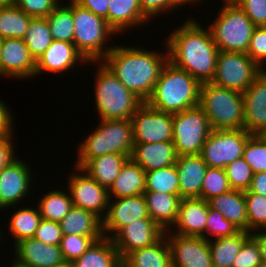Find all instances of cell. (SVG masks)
<instances>
[{
  "label": "cell",
  "instance_id": "obj_1",
  "mask_svg": "<svg viewBox=\"0 0 266 267\" xmlns=\"http://www.w3.org/2000/svg\"><path fill=\"white\" fill-rule=\"evenodd\" d=\"M167 37L168 61L201 84L213 80L219 50L208 27L190 17Z\"/></svg>",
  "mask_w": 266,
  "mask_h": 267
},
{
  "label": "cell",
  "instance_id": "obj_2",
  "mask_svg": "<svg viewBox=\"0 0 266 267\" xmlns=\"http://www.w3.org/2000/svg\"><path fill=\"white\" fill-rule=\"evenodd\" d=\"M166 51H150L140 45H113L102 62L129 91L146 102L151 97L160 72L168 61V50Z\"/></svg>",
  "mask_w": 266,
  "mask_h": 267
},
{
  "label": "cell",
  "instance_id": "obj_3",
  "mask_svg": "<svg viewBox=\"0 0 266 267\" xmlns=\"http://www.w3.org/2000/svg\"><path fill=\"white\" fill-rule=\"evenodd\" d=\"M200 87L197 79L167 61L146 103L162 112H182L199 105Z\"/></svg>",
  "mask_w": 266,
  "mask_h": 267
},
{
  "label": "cell",
  "instance_id": "obj_4",
  "mask_svg": "<svg viewBox=\"0 0 266 267\" xmlns=\"http://www.w3.org/2000/svg\"><path fill=\"white\" fill-rule=\"evenodd\" d=\"M95 127L79 144L73 166L82 168L90 159L111 153L130 159L135 144L131 119H100Z\"/></svg>",
  "mask_w": 266,
  "mask_h": 267
},
{
  "label": "cell",
  "instance_id": "obj_5",
  "mask_svg": "<svg viewBox=\"0 0 266 267\" xmlns=\"http://www.w3.org/2000/svg\"><path fill=\"white\" fill-rule=\"evenodd\" d=\"M95 71V109L99 119H131L138 108L144 103L133 92L129 91L102 62Z\"/></svg>",
  "mask_w": 266,
  "mask_h": 267
},
{
  "label": "cell",
  "instance_id": "obj_6",
  "mask_svg": "<svg viewBox=\"0 0 266 267\" xmlns=\"http://www.w3.org/2000/svg\"><path fill=\"white\" fill-rule=\"evenodd\" d=\"M199 106L206 113L212 130L244 129L243 93L202 83Z\"/></svg>",
  "mask_w": 266,
  "mask_h": 267
},
{
  "label": "cell",
  "instance_id": "obj_7",
  "mask_svg": "<svg viewBox=\"0 0 266 267\" xmlns=\"http://www.w3.org/2000/svg\"><path fill=\"white\" fill-rule=\"evenodd\" d=\"M73 19L74 44L77 51L87 62L102 61L113 48L106 42L109 40L110 43V37L113 39L117 33L104 18L82 8L74 1Z\"/></svg>",
  "mask_w": 266,
  "mask_h": 267
},
{
  "label": "cell",
  "instance_id": "obj_8",
  "mask_svg": "<svg viewBox=\"0 0 266 267\" xmlns=\"http://www.w3.org/2000/svg\"><path fill=\"white\" fill-rule=\"evenodd\" d=\"M208 27L219 51L247 53L256 26L234 1H223Z\"/></svg>",
  "mask_w": 266,
  "mask_h": 267
},
{
  "label": "cell",
  "instance_id": "obj_9",
  "mask_svg": "<svg viewBox=\"0 0 266 267\" xmlns=\"http://www.w3.org/2000/svg\"><path fill=\"white\" fill-rule=\"evenodd\" d=\"M211 132L209 119L199 105L173 114L172 141L178 156L200 154Z\"/></svg>",
  "mask_w": 266,
  "mask_h": 267
},
{
  "label": "cell",
  "instance_id": "obj_10",
  "mask_svg": "<svg viewBox=\"0 0 266 267\" xmlns=\"http://www.w3.org/2000/svg\"><path fill=\"white\" fill-rule=\"evenodd\" d=\"M261 68L246 54L219 51L213 84L244 93L253 83Z\"/></svg>",
  "mask_w": 266,
  "mask_h": 267
},
{
  "label": "cell",
  "instance_id": "obj_11",
  "mask_svg": "<svg viewBox=\"0 0 266 267\" xmlns=\"http://www.w3.org/2000/svg\"><path fill=\"white\" fill-rule=\"evenodd\" d=\"M250 136L244 129L212 130L200 155L208 167L224 169L234 160L243 157L244 146Z\"/></svg>",
  "mask_w": 266,
  "mask_h": 267
},
{
  "label": "cell",
  "instance_id": "obj_12",
  "mask_svg": "<svg viewBox=\"0 0 266 267\" xmlns=\"http://www.w3.org/2000/svg\"><path fill=\"white\" fill-rule=\"evenodd\" d=\"M74 167L76 171L70 174V177H66L72 204L92 211L103 219L107 214L110 200L108 189L96 182L82 168Z\"/></svg>",
  "mask_w": 266,
  "mask_h": 267
},
{
  "label": "cell",
  "instance_id": "obj_13",
  "mask_svg": "<svg viewBox=\"0 0 266 267\" xmlns=\"http://www.w3.org/2000/svg\"><path fill=\"white\" fill-rule=\"evenodd\" d=\"M135 143L172 141L173 114L162 112L144 102L131 117Z\"/></svg>",
  "mask_w": 266,
  "mask_h": 267
},
{
  "label": "cell",
  "instance_id": "obj_14",
  "mask_svg": "<svg viewBox=\"0 0 266 267\" xmlns=\"http://www.w3.org/2000/svg\"><path fill=\"white\" fill-rule=\"evenodd\" d=\"M31 166L24 160L15 158L0 170V209L18 206L26 199L33 185ZM32 184V185H31ZM6 208V209H5Z\"/></svg>",
  "mask_w": 266,
  "mask_h": 267
},
{
  "label": "cell",
  "instance_id": "obj_15",
  "mask_svg": "<svg viewBox=\"0 0 266 267\" xmlns=\"http://www.w3.org/2000/svg\"><path fill=\"white\" fill-rule=\"evenodd\" d=\"M172 267H213L208 240L201 236H183L166 230Z\"/></svg>",
  "mask_w": 266,
  "mask_h": 267
},
{
  "label": "cell",
  "instance_id": "obj_16",
  "mask_svg": "<svg viewBox=\"0 0 266 267\" xmlns=\"http://www.w3.org/2000/svg\"><path fill=\"white\" fill-rule=\"evenodd\" d=\"M164 233L165 230L151 218H142L122 227L111 239L122 260L136 249L154 245Z\"/></svg>",
  "mask_w": 266,
  "mask_h": 267
},
{
  "label": "cell",
  "instance_id": "obj_17",
  "mask_svg": "<svg viewBox=\"0 0 266 267\" xmlns=\"http://www.w3.org/2000/svg\"><path fill=\"white\" fill-rule=\"evenodd\" d=\"M142 218H150L143 194L110 199L107 214L102 219L103 235L111 239L122 227Z\"/></svg>",
  "mask_w": 266,
  "mask_h": 267
},
{
  "label": "cell",
  "instance_id": "obj_18",
  "mask_svg": "<svg viewBox=\"0 0 266 267\" xmlns=\"http://www.w3.org/2000/svg\"><path fill=\"white\" fill-rule=\"evenodd\" d=\"M0 76L17 79H32L36 76V61L30 55L23 39L2 40Z\"/></svg>",
  "mask_w": 266,
  "mask_h": 267
},
{
  "label": "cell",
  "instance_id": "obj_19",
  "mask_svg": "<svg viewBox=\"0 0 266 267\" xmlns=\"http://www.w3.org/2000/svg\"><path fill=\"white\" fill-rule=\"evenodd\" d=\"M244 130L251 135L266 133V70H262L243 93Z\"/></svg>",
  "mask_w": 266,
  "mask_h": 267
},
{
  "label": "cell",
  "instance_id": "obj_20",
  "mask_svg": "<svg viewBox=\"0 0 266 267\" xmlns=\"http://www.w3.org/2000/svg\"><path fill=\"white\" fill-rule=\"evenodd\" d=\"M11 262L19 267H54L64 261L60 245H50L28 238L14 246Z\"/></svg>",
  "mask_w": 266,
  "mask_h": 267
},
{
  "label": "cell",
  "instance_id": "obj_21",
  "mask_svg": "<svg viewBox=\"0 0 266 267\" xmlns=\"http://www.w3.org/2000/svg\"><path fill=\"white\" fill-rule=\"evenodd\" d=\"M80 63L91 65L92 62H87L84 57L77 51L74 43L65 41L53 40L47 50L36 61V76L42 73L61 74Z\"/></svg>",
  "mask_w": 266,
  "mask_h": 267
},
{
  "label": "cell",
  "instance_id": "obj_22",
  "mask_svg": "<svg viewBox=\"0 0 266 267\" xmlns=\"http://www.w3.org/2000/svg\"><path fill=\"white\" fill-rule=\"evenodd\" d=\"M208 201L201 198L181 199L177 220L168 231L183 236H203L206 233Z\"/></svg>",
  "mask_w": 266,
  "mask_h": 267
},
{
  "label": "cell",
  "instance_id": "obj_23",
  "mask_svg": "<svg viewBox=\"0 0 266 267\" xmlns=\"http://www.w3.org/2000/svg\"><path fill=\"white\" fill-rule=\"evenodd\" d=\"M177 152L173 141L156 143H135L130 159L145 172L176 164Z\"/></svg>",
  "mask_w": 266,
  "mask_h": 267
},
{
  "label": "cell",
  "instance_id": "obj_24",
  "mask_svg": "<svg viewBox=\"0 0 266 267\" xmlns=\"http://www.w3.org/2000/svg\"><path fill=\"white\" fill-rule=\"evenodd\" d=\"M175 165L181 198H201V188L208 169L201 155L178 156Z\"/></svg>",
  "mask_w": 266,
  "mask_h": 267
},
{
  "label": "cell",
  "instance_id": "obj_25",
  "mask_svg": "<svg viewBox=\"0 0 266 267\" xmlns=\"http://www.w3.org/2000/svg\"><path fill=\"white\" fill-rule=\"evenodd\" d=\"M149 23L140 10L139 0H109L108 24L117 34Z\"/></svg>",
  "mask_w": 266,
  "mask_h": 267
},
{
  "label": "cell",
  "instance_id": "obj_26",
  "mask_svg": "<svg viewBox=\"0 0 266 267\" xmlns=\"http://www.w3.org/2000/svg\"><path fill=\"white\" fill-rule=\"evenodd\" d=\"M143 195L149 217L165 231L172 228L177 220L181 196L154 191H144Z\"/></svg>",
  "mask_w": 266,
  "mask_h": 267
},
{
  "label": "cell",
  "instance_id": "obj_27",
  "mask_svg": "<svg viewBox=\"0 0 266 267\" xmlns=\"http://www.w3.org/2000/svg\"><path fill=\"white\" fill-rule=\"evenodd\" d=\"M145 180V170L131 159H128L122 166L115 181L108 188L109 198L117 199L143 194Z\"/></svg>",
  "mask_w": 266,
  "mask_h": 267
},
{
  "label": "cell",
  "instance_id": "obj_28",
  "mask_svg": "<svg viewBox=\"0 0 266 267\" xmlns=\"http://www.w3.org/2000/svg\"><path fill=\"white\" fill-rule=\"evenodd\" d=\"M209 207L220 211L240 231L248 232V217L244 191L231 189L229 192L208 200Z\"/></svg>",
  "mask_w": 266,
  "mask_h": 267
},
{
  "label": "cell",
  "instance_id": "obj_29",
  "mask_svg": "<svg viewBox=\"0 0 266 267\" xmlns=\"http://www.w3.org/2000/svg\"><path fill=\"white\" fill-rule=\"evenodd\" d=\"M121 262L122 267H172L171 251L166 236L152 246L128 253Z\"/></svg>",
  "mask_w": 266,
  "mask_h": 267
},
{
  "label": "cell",
  "instance_id": "obj_30",
  "mask_svg": "<svg viewBox=\"0 0 266 267\" xmlns=\"http://www.w3.org/2000/svg\"><path fill=\"white\" fill-rule=\"evenodd\" d=\"M59 224L62 234L104 236L102 231V219L92 211L74 205Z\"/></svg>",
  "mask_w": 266,
  "mask_h": 267
},
{
  "label": "cell",
  "instance_id": "obj_31",
  "mask_svg": "<svg viewBox=\"0 0 266 267\" xmlns=\"http://www.w3.org/2000/svg\"><path fill=\"white\" fill-rule=\"evenodd\" d=\"M74 267H122L121 258L112 239L103 236L73 262Z\"/></svg>",
  "mask_w": 266,
  "mask_h": 267
},
{
  "label": "cell",
  "instance_id": "obj_32",
  "mask_svg": "<svg viewBox=\"0 0 266 267\" xmlns=\"http://www.w3.org/2000/svg\"><path fill=\"white\" fill-rule=\"evenodd\" d=\"M129 158L126 155L105 154L90 159L82 169L86 171L96 182L107 189L119 175L122 166Z\"/></svg>",
  "mask_w": 266,
  "mask_h": 267
},
{
  "label": "cell",
  "instance_id": "obj_33",
  "mask_svg": "<svg viewBox=\"0 0 266 267\" xmlns=\"http://www.w3.org/2000/svg\"><path fill=\"white\" fill-rule=\"evenodd\" d=\"M250 235L249 232L239 231L232 236L209 240L213 267H231L233 259Z\"/></svg>",
  "mask_w": 266,
  "mask_h": 267
},
{
  "label": "cell",
  "instance_id": "obj_34",
  "mask_svg": "<svg viewBox=\"0 0 266 267\" xmlns=\"http://www.w3.org/2000/svg\"><path fill=\"white\" fill-rule=\"evenodd\" d=\"M19 208L17 211L13 212L11 214L8 222V234L12 235V240L14 241V245L24 239L32 238L34 237L36 229L39 227V224L42 220V217L40 215L39 209L37 208H30L25 207Z\"/></svg>",
  "mask_w": 266,
  "mask_h": 267
},
{
  "label": "cell",
  "instance_id": "obj_35",
  "mask_svg": "<svg viewBox=\"0 0 266 267\" xmlns=\"http://www.w3.org/2000/svg\"><path fill=\"white\" fill-rule=\"evenodd\" d=\"M72 206L68 190L53 188L41 196L36 207H38L42 219L60 222Z\"/></svg>",
  "mask_w": 266,
  "mask_h": 267
},
{
  "label": "cell",
  "instance_id": "obj_36",
  "mask_svg": "<svg viewBox=\"0 0 266 267\" xmlns=\"http://www.w3.org/2000/svg\"><path fill=\"white\" fill-rule=\"evenodd\" d=\"M31 18L15 4L0 7V38L23 39Z\"/></svg>",
  "mask_w": 266,
  "mask_h": 267
},
{
  "label": "cell",
  "instance_id": "obj_37",
  "mask_svg": "<svg viewBox=\"0 0 266 267\" xmlns=\"http://www.w3.org/2000/svg\"><path fill=\"white\" fill-rule=\"evenodd\" d=\"M23 41L26 43L30 55L37 61L53 41L47 18H31Z\"/></svg>",
  "mask_w": 266,
  "mask_h": 267
},
{
  "label": "cell",
  "instance_id": "obj_38",
  "mask_svg": "<svg viewBox=\"0 0 266 267\" xmlns=\"http://www.w3.org/2000/svg\"><path fill=\"white\" fill-rule=\"evenodd\" d=\"M53 40L74 43L73 1L69 4H58L46 17Z\"/></svg>",
  "mask_w": 266,
  "mask_h": 267
},
{
  "label": "cell",
  "instance_id": "obj_39",
  "mask_svg": "<svg viewBox=\"0 0 266 267\" xmlns=\"http://www.w3.org/2000/svg\"><path fill=\"white\" fill-rule=\"evenodd\" d=\"M145 191L180 195L176 165L146 172Z\"/></svg>",
  "mask_w": 266,
  "mask_h": 267
},
{
  "label": "cell",
  "instance_id": "obj_40",
  "mask_svg": "<svg viewBox=\"0 0 266 267\" xmlns=\"http://www.w3.org/2000/svg\"><path fill=\"white\" fill-rule=\"evenodd\" d=\"M248 217V232L266 230V197L255 192H244Z\"/></svg>",
  "mask_w": 266,
  "mask_h": 267
},
{
  "label": "cell",
  "instance_id": "obj_41",
  "mask_svg": "<svg viewBox=\"0 0 266 267\" xmlns=\"http://www.w3.org/2000/svg\"><path fill=\"white\" fill-rule=\"evenodd\" d=\"M243 158L252 168L253 173L266 171V137L251 135L243 150Z\"/></svg>",
  "mask_w": 266,
  "mask_h": 267
},
{
  "label": "cell",
  "instance_id": "obj_42",
  "mask_svg": "<svg viewBox=\"0 0 266 267\" xmlns=\"http://www.w3.org/2000/svg\"><path fill=\"white\" fill-rule=\"evenodd\" d=\"M230 190L231 187L225 170L223 168L208 167L201 188V199L208 201Z\"/></svg>",
  "mask_w": 266,
  "mask_h": 267
},
{
  "label": "cell",
  "instance_id": "obj_43",
  "mask_svg": "<svg viewBox=\"0 0 266 267\" xmlns=\"http://www.w3.org/2000/svg\"><path fill=\"white\" fill-rule=\"evenodd\" d=\"M103 236H79L75 234H63L60 249L65 261L73 262L80 258L94 241Z\"/></svg>",
  "mask_w": 266,
  "mask_h": 267
},
{
  "label": "cell",
  "instance_id": "obj_44",
  "mask_svg": "<svg viewBox=\"0 0 266 267\" xmlns=\"http://www.w3.org/2000/svg\"><path fill=\"white\" fill-rule=\"evenodd\" d=\"M224 170L231 189L241 191L249 189L254 173L243 157L225 166Z\"/></svg>",
  "mask_w": 266,
  "mask_h": 267
},
{
  "label": "cell",
  "instance_id": "obj_45",
  "mask_svg": "<svg viewBox=\"0 0 266 267\" xmlns=\"http://www.w3.org/2000/svg\"><path fill=\"white\" fill-rule=\"evenodd\" d=\"M239 231L240 230L230 223L220 211L209 207L207 214L206 233L202 236L203 238L209 241L211 238L216 239L232 236Z\"/></svg>",
  "mask_w": 266,
  "mask_h": 267
},
{
  "label": "cell",
  "instance_id": "obj_46",
  "mask_svg": "<svg viewBox=\"0 0 266 267\" xmlns=\"http://www.w3.org/2000/svg\"><path fill=\"white\" fill-rule=\"evenodd\" d=\"M262 262L257 241L250 235L233 259L231 267H256Z\"/></svg>",
  "mask_w": 266,
  "mask_h": 267
},
{
  "label": "cell",
  "instance_id": "obj_47",
  "mask_svg": "<svg viewBox=\"0 0 266 267\" xmlns=\"http://www.w3.org/2000/svg\"><path fill=\"white\" fill-rule=\"evenodd\" d=\"M260 68L266 70V26H258L254 29L246 53Z\"/></svg>",
  "mask_w": 266,
  "mask_h": 267
},
{
  "label": "cell",
  "instance_id": "obj_48",
  "mask_svg": "<svg viewBox=\"0 0 266 267\" xmlns=\"http://www.w3.org/2000/svg\"><path fill=\"white\" fill-rule=\"evenodd\" d=\"M140 10L142 14L150 21L156 18L159 14H164V12L174 11L177 7L185 5L182 0H139Z\"/></svg>",
  "mask_w": 266,
  "mask_h": 267
},
{
  "label": "cell",
  "instance_id": "obj_49",
  "mask_svg": "<svg viewBox=\"0 0 266 267\" xmlns=\"http://www.w3.org/2000/svg\"><path fill=\"white\" fill-rule=\"evenodd\" d=\"M59 3L56 0H16L15 5L28 16L47 17Z\"/></svg>",
  "mask_w": 266,
  "mask_h": 267
},
{
  "label": "cell",
  "instance_id": "obj_50",
  "mask_svg": "<svg viewBox=\"0 0 266 267\" xmlns=\"http://www.w3.org/2000/svg\"><path fill=\"white\" fill-rule=\"evenodd\" d=\"M256 27L266 26V0H234Z\"/></svg>",
  "mask_w": 266,
  "mask_h": 267
},
{
  "label": "cell",
  "instance_id": "obj_51",
  "mask_svg": "<svg viewBox=\"0 0 266 267\" xmlns=\"http://www.w3.org/2000/svg\"><path fill=\"white\" fill-rule=\"evenodd\" d=\"M62 235L59 222L42 219L33 238L46 244L60 245Z\"/></svg>",
  "mask_w": 266,
  "mask_h": 267
},
{
  "label": "cell",
  "instance_id": "obj_52",
  "mask_svg": "<svg viewBox=\"0 0 266 267\" xmlns=\"http://www.w3.org/2000/svg\"><path fill=\"white\" fill-rule=\"evenodd\" d=\"M13 133L0 138V170L16 158L15 146L13 144Z\"/></svg>",
  "mask_w": 266,
  "mask_h": 267
},
{
  "label": "cell",
  "instance_id": "obj_53",
  "mask_svg": "<svg viewBox=\"0 0 266 267\" xmlns=\"http://www.w3.org/2000/svg\"><path fill=\"white\" fill-rule=\"evenodd\" d=\"M82 8L90 10L95 15L104 18L108 23L109 0H73Z\"/></svg>",
  "mask_w": 266,
  "mask_h": 267
},
{
  "label": "cell",
  "instance_id": "obj_54",
  "mask_svg": "<svg viewBox=\"0 0 266 267\" xmlns=\"http://www.w3.org/2000/svg\"><path fill=\"white\" fill-rule=\"evenodd\" d=\"M9 107L0 99V138L14 131V116Z\"/></svg>",
  "mask_w": 266,
  "mask_h": 267
},
{
  "label": "cell",
  "instance_id": "obj_55",
  "mask_svg": "<svg viewBox=\"0 0 266 267\" xmlns=\"http://www.w3.org/2000/svg\"><path fill=\"white\" fill-rule=\"evenodd\" d=\"M244 192H255L266 197V171L255 173L249 189Z\"/></svg>",
  "mask_w": 266,
  "mask_h": 267
},
{
  "label": "cell",
  "instance_id": "obj_56",
  "mask_svg": "<svg viewBox=\"0 0 266 267\" xmlns=\"http://www.w3.org/2000/svg\"><path fill=\"white\" fill-rule=\"evenodd\" d=\"M251 236L258 243L262 262L266 263V230H259V231L252 232Z\"/></svg>",
  "mask_w": 266,
  "mask_h": 267
},
{
  "label": "cell",
  "instance_id": "obj_57",
  "mask_svg": "<svg viewBox=\"0 0 266 267\" xmlns=\"http://www.w3.org/2000/svg\"><path fill=\"white\" fill-rule=\"evenodd\" d=\"M16 3V0H0V7L12 6Z\"/></svg>",
  "mask_w": 266,
  "mask_h": 267
},
{
  "label": "cell",
  "instance_id": "obj_58",
  "mask_svg": "<svg viewBox=\"0 0 266 267\" xmlns=\"http://www.w3.org/2000/svg\"><path fill=\"white\" fill-rule=\"evenodd\" d=\"M54 267H74L73 263L70 262V261H63L62 263L60 264H57L56 266Z\"/></svg>",
  "mask_w": 266,
  "mask_h": 267
},
{
  "label": "cell",
  "instance_id": "obj_59",
  "mask_svg": "<svg viewBox=\"0 0 266 267\" xmlns=\"http://www.w3.org/2000/svg\"><path fill=\"white\" fill-rule=\"evenodd\" d=\"M185 4H194L195 5V3H196V5L198 4L199 5V3H202V0H182Z\"/></svg>",
  "mask_w": 266,
  "mask_h": 267
},
{
  "label": "cell",
  "instance_id": "obj_60",
  "mask_svg": "<svg viewBox=\"0 0 266 267\" xmlns=\"http://www.w3.org/2000/svg\"><path fill=\"white\" fill-rule=\"evenodd\" d=\"M256 267H266V263L265 262H261L258 266Z\"/></svg>",
  "mask_w": 266,
  "mask_h": 267
},
{
  "label": "cell",
  "instance_id": "obj_61",
  "mask_svg": "<svg viewBox=\"0 0 266 267\" xmlns=\"http://www.w3.org/2000/svg\"><path fill=\"white\" fill-rule=\"evenodd\" d=\"M1 231H2V229L0 230V243L3 242V240H2L3 238H2V237L4 236V234L1 233ZM2 234H3V235H2Z\"/></svg>",
  "mask_w": 266,
  "mask_h": 267
},
{
  "label": "cell",
  "instance_id": "obj_62",
  "mask_svg": "<svg viewBox=\"0 0 266 267\" xmlns=\"http://www.w3.org/2000/svg\"><path fill=\"white\" fill-rule=\"evenodd\" d=\"M2 40H3V39L0 38V55H1Z\"/></svg>",
  "mask_w": 266,
  "mask_h": 267
},
{
  "label": "cell",
  "instance_id": "obj_63",
  "mask_svg": "<svg viewBox=\"0 0 266 267\" xmlns=\"http://www.w3.org/2000/svg\"><path fill=\"white\" fill-rule=\"evenodd\" d=\"M11 266L10 267H19V266H17V265H15V264H13L12 262H11V264H10Z\"/></svg>",
  "mask_w": 266,
  "mask_h": 267
},
{
  "label": "cell",
  "instance_id": "obj_64",
  "mask_svg": "<svg viewBox=\"0 0 266 267\" xmlns=\"http://www.w3.org/2000/svg\"><path fill=\"white\" fill-rule=\"evenodd\" d=\"M56 1H57L59 4L62 3V2H61L62 0H61V1H60V0H56ZM69 1H73V0H69Z\"/></svg>",
  "mask_w": 266,
  "mask_h": 267
}]
</instances>
